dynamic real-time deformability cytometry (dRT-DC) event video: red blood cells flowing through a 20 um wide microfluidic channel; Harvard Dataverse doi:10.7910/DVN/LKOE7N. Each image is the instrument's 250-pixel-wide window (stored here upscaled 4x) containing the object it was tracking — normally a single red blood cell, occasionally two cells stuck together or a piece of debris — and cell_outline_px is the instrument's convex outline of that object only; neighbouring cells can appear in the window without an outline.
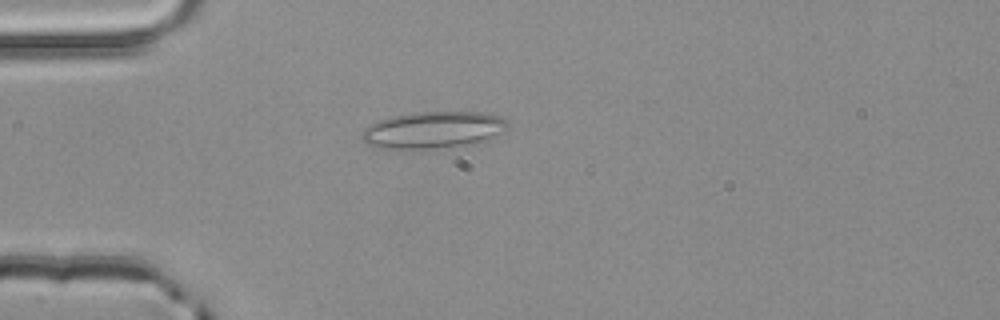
{"species": "common noctule bat (a hibernating species)", "species_latin": "Nyctalus noctula", "temperature_condition": "room temperature", "stored_images_in_passage": 1, "camera_frame_rate_fps": 3000, "um_per_image_px": 0.085, "animal": {"sex": "male", "body_mass_g": 20.4}, "frame": {"image": 1, "passage_image": 1, "time_ms": 0.0, "image_size_px": [1000, 320], "cell_outline_px": [[508, 128], [504, 132], [484, 140], [464, 144], [432, 148], [380, 148], [368, 144], [360, 136], [364, 128], [380, 120], [392, 116], [416, 112], [480, 112], [500, 116], [508, 124]], "centroid_in_image_um": [36.81, 11.02], "position_along_channel_um": 48.2, "area_um2": 30.69}}